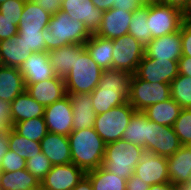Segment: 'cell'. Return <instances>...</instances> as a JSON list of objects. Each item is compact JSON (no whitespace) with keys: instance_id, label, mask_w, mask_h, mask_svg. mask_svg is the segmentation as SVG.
<instances>
[{"instance_id":"2e32d148","label":"cell","mask_w":191,"mask_h":190,"mask_svg":"<svg viewBox=\"0 0 191 190\" xmlns=\"http://www.w3.org/2000/svg\"><path fill=\"white\" fill-rule=\"evenodd\" d=\"M145 47V54L152 59L179 61L182 56L180 30L154 38Z\"/></svg>"},{"instance_id":"44dd1931","label":"cell","mask_w":191,"mask_h":190,"mask_svg":"<svg viewBox=\"0 0 191 190\" xmlns=\"http://www.w3.org/2000/svg\"><path fill=\"white\" fill-rule=\"evenodd\" d=\"M167 162L170 182L176 187L191 181V145H182Z\"/></svg>"},{"instance_id":"8d00e7d4","label":"cell","mask_w":191,"mask_h":190,"mask_svg":"<svg viewBox=\"0 0 191 190\" xmlns=\"http://www.w3.org/2000/svg\"><path fill=\"white\" fill-rule=\"evenodd\" d=\"M26 163V170L38 179L40 183L45 179L46 174L53 167L52 163L42 151L34 155L32 158H28Z\"/></svg>"},{"instance_id":"4fadbf2b","label":"cell","mask_w":191,"mask_h":190,"mask_svg":"<svg viewBox=\"0 0 191 190\" xmlns=\"http://www.w3.org/2000/svg\"><path fill=\"white\" fill-rule=\"evenodd\" d=\"M61 11L73 19L85 24L91 34L100 29L103 13L97 9L91 0H62Z\"/></svg>"},{"instance_id":"d4e9b609","label":"cell","mask_w":191,"mask_h":190,"mask_svg":"<svg viewBox=\"0 0 191 190\" xmlns=\"http://www.w3.org/2000/svg\"><path fill=\"white\" fill-rule=\"evenodd\" d=\"M11 119L14 125L23 120L44 117L45 107L37 103L26 90L11 102Z\"/></svg>"},{"instance_id":"9a60e30c","label":"cell","mask_w":191,"mask_h":190,"mask_svg":"<svg viewBox=\"0 0 191 190\" xmlns=\"http://www.w3.org/2000/svg\"><path fill=\"white\" fill-rule=\"evenodd\" d=\"M25 86L26 92L44 107L53 104L67 95L64 78L57 75L51 79Z\"/></svg>"},{"instance_id":"484cf974","label":"cell","mask_w":191,"mask_h":190,"mask_svg":"<svg viewBox=\"0 0 191 190\" xmlns=\"http://www.w3.org/2000/svg\"><path fill=\"white\" fill-rule=\"evenodd\" d=\"M29 55L18 34L0 41V60L3 66L20 68Z\"/></svg>"},{"instance_id":"d590c367","label":"cell","mask_w":191,"mask_h":190,"mask_svg":"<svg viewBox=\"0 0 191 190\" xmlns=\"http://www.w3.org/2000/svg\"><path fill=\"white\" fill-rule=\"evenodd\" d=\"M170 85L171 98L183 109H191V77L178 74Z\"/></svg>"},{"instance_id":"bcb514c9","label":"cell","mask_w":191,"mask_h":190,"mask_svg":"<svg viewBox=\"0 0 191 190\" xmlns=\"http://www.w3.org/2000/svg\"><path fill=\"white\" fill-rule=\"evenodd\" d=\"M142 5L138 0H115L113 8L134 12Z\"/></svg>"},{"instance_id":"7c38bea8","label":"cell","mask_w":191,"mask_h":190,"mask_svg":"<svg viewBox=\"0 0 191 190\" xmlns=\"http://www.w3.org/2000/svg\"><path fill=\"white\" fill-rule=\"evenodd\" d=\"M44 119L48 132L68 136L73 131L70 96L67 94L62 99L45 107Z\"/></svg>"},{"instance_id":"f5cc1de1","label":"cell","mask_w":191,"mask_h":190,"mask_svg":"<svg viewBox=\"0 0 191 190\" xmlns=\"http://www.w3.org/2000/svg\"><path fill=\"white\" fill-rule=\"evenodd\" d=\"M8 135L9 133L0 134V164L5 156L6 152L8 151Z\"/></svg>"},{"instance_id":"ab89813d","label":"cell","mask_w":191,"mask_h":190,"mask_svg":"<svg viewBox=\"0 0 191 190\" xmlns=\"http://www.w3.org/2000/svg\"><path fill=\"white\" fill-rule=\"evenodd\" d=\"M26 0H8L0 4V13L15 21V25L18 27L21 14L23 13V7Z\"/></svg>"},{"instance_id":"6f0895ef","label":"cell","mask_w":191,"mask_h":190,"mask_svg":"<svg viewBox=\"0 0 191 190\" xmlns=\"http://www.w3.org/2000/svg\"><path fill=\"white\" fill-rule=\"evenodd\" d=\"M178 190H191V181L190 182H187V183H184L182 185H179L177 187Z\"/></svg>"},{"instance_id":"91938a15","label":"cell","mask_w":191,"mask_h":190,"mask_svg":"<svg viewBox=\"0 0 191 190\" xmlns=\"http://www.w3.org/2000/svg\"><path fill=\"white\" fill-rule=\"evenodd\" d=\"M141 4H148V0H138Z\"/></svg>"},{"instance_id":"f6af8a7d","label":"cell","mask_w":191,"mask_h":190,"mask_svg":"<svg viewBox=\"0 0 191 190\" xmlns=\"http://www.w3.org/2000/svg\"><path fill=\"white\" fill-rule=\"evenodd\" d=\"M44 9L48 14L55 15L61 10L62 0H30Z\"/></svg>"},{"instance_id":"4316f807","label":"cell","mask_w":191,"mask_h":190,"mask_svg":"<svg viewBox=\"0 0 191 190\" xmlns=\"http://www.w3.org/2000/svg\"><path fill=\"white\" fill-rule=\"evenodd\" d=\"M84 45L99 67L103 70L112 69L113 40L92 34Z\"/></svg>"},{"instance_id":"8992f818","label":"cell","mask_w":191,"mask_h":190,"mask_svg":"<svg viewBox=\"0 0 191 190\" xmlns=\"http://www.w3.org/2000/svg\"><path fill=\"white\" fill-rule=\"evenodd\" d=\"M135 112L129 102L111 108L105 113L96 115L94 129L105 144L118 141L123 138V132Z\"/></svg>"},{"instance_id":"f35d334b","label":"cell","mask_w":191,"mask_h":190,"mask_svg":"<svg viewBox=\"0 0 191 190\" xmlns=\"http://www.w3.org/2000/svg\"><path fill=\"white\" fill-rule=\"evenodd\" d=\"M22 43L28 49V53L46 52V46L42 31L40 32H18Z\"/></svg>"},{"instance_id":"277c9868","label":"cell","mask_w":191,"mask_h":190,"mask_svg":"<svg viewBox=\"0 0 191 190\" xmlns=\"http://www.w3.org/2000/svg\"><path fill=\"white\" fill-rule=\"evenodd\" d=\"M143 149L123 138L106 144L102 167L111 173L129 179L134 174Z\"/></svg>"},{"instance_id":"ac0fdd59","label":"cell","mask_w":191,"mask_h":190,"mask_svg":"<svg viewBox=\"0 0 191 190\" xmlns=\"http://www.w3.org/2000/svg\"><path fill=\"white\" fill-rule=\"evenodd\" d=\"M24 77L25 85L51 79L56 76L47 52H33L19 68Z\"/></svg>"},{"instance_id":"94428289","label":"cell","mask_w":191,"mask_h":190,"mask_svg":"<svg viewBox=\"0 0 191 190\" xmlns=\"http://www.w3.org/2000/svg\"><path fill=\"white\" fill-rule=\"evenodd\" d=\"M6 1H8V0H0V4L3 3V2H6Z\"/></svg>"},{"instance_id":"f546056e","label":"cell","mask_w":191,"mask_h":190,"mask_svg":"<svg viewBox=\"0 0 191 190\" xmlns=\"http://www.w3.org/2000/svg\"><path fill=\"white\" fill-rule=\"evenodd\" d=\"M182 144L174 132L173 127L166 125H159L156 123L154 135V154L170 157L172 156Z\"/></svg>"},{"instance_id":"816d5d0a","label":"cell","mask_w":191,"mask_h":190,"mask_svg":"<svg viewBox=\"0 0 191 190\" xmlns=\"http://www.w3.org/2000/svg\"><path fill=\"white\" fill-rule=\"evenodd\" d=\"M97 9H101L102 11H107L113 8L115 0H91Z\"/></svg>"},{"instance_id":"603a6c76","label":"cell","mask_w":191,"mask_h":190,"mask_svg":"<svg viewBox=\"0 0 191 190\" xmlns=\"http://www.w3.org/2000/svg\"><path fill=\"white\" fill-rule=\"evenodd\" d=\"M84 48V44H70L47 52L51 67L55 74L65 78L73 68L76 55Z\"/></svg>"},{"instance_id":"3957f363","label":"cell","mask_w":191,"mask_h":190,"mask_svg":"<svg viewBox=\"0 0 191 190\" xmlns=\"http://www.w3.org/2000/svg\"><path fill=\"white\" fill-rule=\"evenodd\" d=\"M42 34L46 52L70 44H85L92 35L84 23L71 19L66 12L61 10L51 16Z\"/></svg>"},{"instance_id":"c3c4849f","label":"cell","mask_w":191,"mask_h":190,"mask_svg":"<svg viewBox=\"0 0 191 190\" xmlns=\"http://www.w3.org/2000/svg\"><path fill=\"white\" fill-rule=\"evenodd\" d=\"M156 122L147 118V132H146V150L154 153V135Z\"/></svg>"},{"instance_id":"5b68a950","label":"cell","mask_w":191,"mask_h":190,"mask_svg":"<svg viewBox=\"0 0 191 190\" xmlns=\"http://www.w3.org/2000/svg\"><path fill=\"white\" fill-rule=\"evenodd\" d=\"M103 71L84 48L76 55L73 68L64 78L66 93H91L98 86Z\"/></svg>"},{"instance_id":"680465c9","label":"cell","mask_w":191,"mask_h":190,"mask_svg":"<svg viewBox=\"0 0 191 190\" xmlns=\"http://www.w3.org/2000/svg\"><path fill=\"white\" fill-rule=\"evenodd\" d=\"M161 0H148V4L149 3H158V2H160Z\"/></svg>"},{"instance_id":"8fae6325","label":"cell","mask_w":191,"mask_h":190,"mask_svg":"<svg viewBox=\"0 0 191 190\" xmlns=\"http://www.w3.org/2000/svg\"><path fill=\"white\" fill-rule=\"evenodd\" d=\"M134 74L150 83L171 84L179 74L178 61L152 59L145 54Z\"/></svg>"},{"instance_id":"5bb4252c","label":"cell","mask_w":191,"mask_h":190,"mask_svg":"<svg viewBox=\"0 0 191 190\" xmlns=\"http://www.w3.org/2000/svg\"><path fill=\"white\" fill-rule=\"evenodd\" d=\"M85 174L73 163L55 165L46 174L41 187L46 190H72Z\"/></svg>"},{"instance_id":"cb8c5ba5","label":"cell","mask_w":191,"mask_h":190,"mask_svg":"<svg viewBox=\"0 0 191 190\" xmlns=\"http://www.w3.org/2000/svg\"><path fill=\"white\" fill-rule=\"evenodd\" d=\"M26 90L24 77L19 68L0 67V99L10 103Z\"/></svg>"},{"instance_id":"681fc988","label":"cell","mask_w":191,"mask_h":190,"mask_svg":"<svg viewBox=\"0 0 191 190\" xmlns=\"http://www.w3.org/2000/svg\"><path fill=\"white\" fill-rule=\"evenodd\" d=\"M179 74L191 77V57L181 56L178 61Z\"/></svg>"},{"instance_id":"836d02e7","label":"cell","mask_w":191,"mask_h":190,"mask_svg":"<svg viewBox=\"0 0 191 190\" xmlns=\"http://www.w3.org/2000/svg\"><path fill=\"white\" fill-rule=\"evenodd\" d=\"M13 129L26 139L37 142H40L48 133L44 117L17 122L13 125Z\"/></svg>"},{"instance_id":"ffe728a7","label":"cell","mask_w":191,"mask_h":190,"mask_svg":"<svg viewBox=\"0 0 191 190\" xmlns=\"http://www.w3.org/2000/svg\"><path fill=\"white\" fill-rule=\"evenodd\" d=\"M67 94L71 98L73 131L94 127L96 113L92 105L91 93Z\"/></svg>"},{"instance_id":"7bdbcfd3","label":"cell","mask_w":191,"mask_h":190,"mask_svg":"<svg viewBox=\"0 0 191 190\" xmlns=\"http://www.w3.org/2000/svg\"><path fill=\"white\" fill-rule=\"evenodd\" d=\"M18 34V27L15 25V21L4 17L0 13V41L9 39Z\"/></svg>"},{"instance_id":"4dcf8cb0","label":"cell","mask_w":191,"mask_h":190,"mask_svg":"<svg viewBox=\"0 0 191 190\" xmlns=\"http://www.w3.org/2000/svg\"><path fill=\"white\" fill-rule=\"evenodd\" d=\"M93 190H126V180L104 169L102 166L86 172Z\"/></svg>"},{"instance_id":"e0dca14e","label":"cell","mask_w":191,"mask_h":190,"mask_svg":"<svg viewBox=\"0 0 191 190\" xmlns=\"http://www.w3.org/2000/svg\"><path fill=\"white\" fill-rule=\"evenodd\" d=\"M133 17V12L111 8L104 11L100 29L96 35L114 40L128 34L129 24Z\"/></svg>"},{"instance_id":"ee69618b","label":"cell","mask_w":191,"mask_h":190,"mask_svg":"<svg viewBox=\"0 0 191 190\" xmlns=\"http://www.w3.org/2000/svg\"><path fill=\"white\" fill-rule=\"evenodd\" d=\"M182 56L191 57V22L184 21L180 28Z\"/></svg>"},{"instance_id":"e575fe53","label":"cell","mask_w":191,"mask_h":190,"mask_svg":"<svg viewBox=\"0 0 191 190\" xmlns=\"http://www.w3.org/2000/svg\"><path fill=\"white\" fill-rule=\"evenodd\" d=\"M8 147L9 150L19 154L26 160L42 151L40 142L26 139L19 135L13 128L9 131Z\"/></svg>"},{"instance_id":"6da1fadb","label":"cell","mask_w":191,"mask_h":190,"mask_svg":"<svg viewBox=\"0 0 191 190\" xmlns=\"http://www.w3.org/2000/svg\"><path fill=\"white\" fill-rule=\"evenodd\" d=\"M132 75L115 69L103 71L98 86L91 92L96 115L128 102Z\"/></svg>"},{"instance_id":"11a10c76","label":"cell","mask_w":191,"mask_h":190,"mask_svg":"<svg viewBox=\"0 0 191 190\" xmlns=\"http://www.w3.org/2000/svg\"><path fill=\"white\" fill-rule=\"evenodd\" d=\"M149 190H178L170 181L164 184L151 185Z\"/></svg>"},{"instance_id":"7a4b0ae2","label":"cell","mask_w":191,"mask_h":190,"mask_svg":"<svg viewBox=\"0 0 191 190\" xmlns=\"http://www.w3.org/2000/svg\"><path fill=\"white\" fill-rule=\"evenodd\" d=\"M68 138L74 165L85 173L102 166L106 144L94 127L72 131Z\"/></svg>"},{"instance_id":"1f68e13d","label":"cell","mask_w":191,"mask_h":190,"mask_svg":"<svg viewBox=\"0 0 191 190\" xmlns=\"http://www.w3.org/2000/svg\"><path fill=\"white\" fill-rule=\"evenodd\" d=\"M148 4H143L133 12V17L129 24L128 34L146 46L151 40V31L147 23Z\"/></svg>"},{"instance_id":"f1b7e54d","label":"cell","mask_w":191,"mask_h":190,"mask_svg":"<svg viewBox=\"0 0 191 190\" xmlns=\"http://www.w3.org/2000/svg\"><path fill=\"white\" fill-rule=\"evenodd\" d=\"M41 183L26 169L0 172V190H39Z\"/></svg>"},{"instance_id":"d6a6232c","label":"cell","mask_w":191,"mask_h":190,"mask_svg":"<svg viewBox=\"0 0 191 190\" xmlns=\"http://www.w3.org/2000/svg\"><path fill=\"white\" fill-rule=\"evenodd\" d=\"M147 117L141 111H136L129 125L123 132V139L146 149Z\"/></svg>"},{"instance_id":"b9f144b4","label":"cell","mask_w":191,"mask_h":190,"mask_svg":"<svg viewBox=\"0 0 191 190\" xmlns=\"http://www.w3.org/2000/svg\"><path fill=\"white\" fill-rule=\"evenodd\" d=\"M10 108L9 101L0 99V134L9 133L13 128Z\"/></svg>"},{"instance_id":"74e56055","label":"cell","mask_w":191,"mask_h":190,"mask_svg":"<svg viewBox=\"0 0 191 190\" xmlns=\"http://www.w3.org/2000/svg\"><path fill=\"white\" fill-rule=\"evenodd\" d=\"M172 127L182 145H191V109H182Z\"/></svg>"},{"instance_id":"f907efd6","label":"cell","mask_w":191,"mask_h":190,"mask_svg":"<svg viewBox=\"0 0 191 190\" xmlns=\"http://www.w3.org/2000/svg\"><path fill=\"white\" fill-rule=\"evenodd\" d=\"M188 0H161L159 3L169 6L183 13L185 11Z\"/></svg>"},{"instance_id":"7dc6e473","label":"cell","mask_w":191,"mask_h":190,"mask_svg":"<svg viewBox=\"0 0 191 190\" xmlns=\"http://www.w3.org/2000/svg\"><path fill=\"white\" fill-rule=\"evenodd\" d=\"M150 185L136 175H132L126 180V190H149Z\"/></svg>"},{"instance_id":"9c48e42d","label":"cell","mask_w":191,"mask_h":190,"mask_svg":"<svg viewBox=\"0 0 191 190\" xmlns=\"http://www.w3.org/2000/svg\"><path fill=\"white\" fill-rule=\"evenodd\" d=\"M184 22L183 14L161 3L148 4L147 23L152 39L180 30Z\"/></svg>"},{"instance_id":"d6986e66","label":"cell","mask_w":191,"mask_h":190,"mask_svg":"<svg viewBox=\"0 0 191 190\" xmlns=\"http://www.w3.org/2000/svg\"><path fill=\"white\" fill-rule=\"evenodd\" d=\"M42 153L53 166L72 163L68 136L48 132L40 141Z\"/></svg>"},{"instance_id":"30bf717a","label":"cell","mask_w":191,"mask_h":190,"mask_svg":"<svg viewBox=\"0 0 191 190\" xmlns=\"http://www.w3.org/2000/svg\"><path fill=\"white\" fill-rule=\"evenodd\" d=\"M134 175L150 186L169 182L167 158L143 149L140 154V161L135 166Z\"/></svg>"},{"instance_id":"9f6ffc18","label":"cell","mask_w":191,"mask_h":190,"mask_svg":"<svg viewBox=\"0 0 191 190\" xmlns=\"http://www.w3.org/2000/svg\"><path fill=\"white\" fill-rule=\"evenodd\" d=\"M182 14L184 21L191 22V0H188L185 11Z\"/></svg>"},{"instance_id":"52a82bcc","label":"cell","mask_w":191,"mask_h":190,"mask_svg":"<svg viewBox=\"0 0 191 190\" xmlns=\"http://www.w3.org/2000/svg\"><path fill=\"white\" fill-rule=\"evenodd\" d=\"M171 98V85L168 83H150L132 75L128 102L135 111H144L147 107Z\"/></svg>"},{"instance_id":"ba28073f","label":"cell","mask_w":191,"mask_h":190,"mask_svg":"<svg viewBox=\"0 0 191 190\" xmlns=\"http://www.w3.org/2000/svg\"><path fill=\"white\" fill-rule=\"evenodd\" d=\"M145 48L130 34L114 39L112 69L134 74L145 55Z\"/></svg>"},{"instance_id":"7402d4cb","label":"cell","mask_w":191,"mask_h":190,"mask_svg":"<svg viewBox=\"0 0 191 190\" xmlns=\"http://www.w3.org/2000/svg\"><path fill=\"white\" fill-rule=\"evenodd\" d=\"M51 16L36 3L26 0L19 21L18 32L43 31L47 28Z\"/></svg>"},{"instance_id":"60d3db41","label":"cell","mask_w":191,"mask_h":190,"mask_svg":"<svg viewBox=\"0 0 191 190\" xmlns=\"http://www.w3.org/2000/svg\"><path fill=\"white\" fill-rule=\"evenodd\" d=\"M26 159L8 149L0 164V172H14L26 169Z\"/></svg>"},{"instance_id":"83f0119b","label":"cell","mask_w":191,"mask_h":190,"mask_svg":"<svg viewBox=\"0 0 191 190\" xmlns=\"http://www.w3.org/2000/svg\"><path fill=\"white\" fill-rule=\"evenodd\" d=\"M183 108L172 98L153 104L142 111L145 116L159 125L172 127Z\"/></svg>"},{"instance_id":"db71d44e","label":"cell","mask_w":191,"mask_h":190,"mask_svg":"<svg viewBox=\"0 0 191 190\" xmlns=\"http://www.w3.org/2000/svg\"><path fill=\"white\" fill-rule=\"evenodd\" d=\"M72 190H93L90 178L85 174Z\"/></svg>"}]
</instances>
